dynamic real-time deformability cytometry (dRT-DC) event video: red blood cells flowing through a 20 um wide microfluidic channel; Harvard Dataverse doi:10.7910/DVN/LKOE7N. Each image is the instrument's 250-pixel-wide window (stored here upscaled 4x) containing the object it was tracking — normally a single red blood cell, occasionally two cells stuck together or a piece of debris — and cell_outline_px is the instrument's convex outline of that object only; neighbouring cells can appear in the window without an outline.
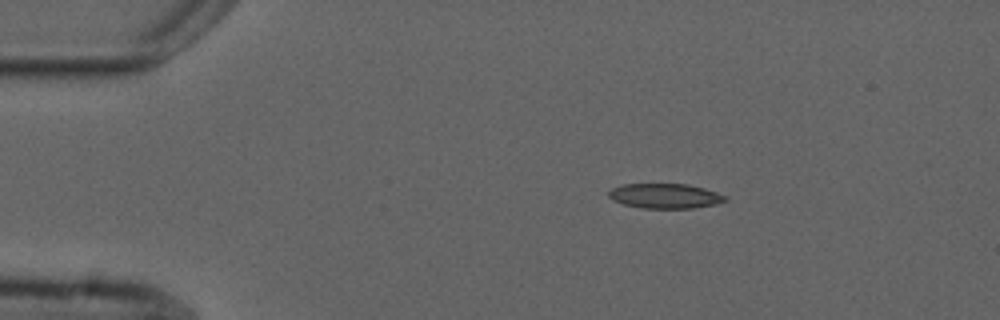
{"species": "common noctule bat (a hibernating species)", "species_latin": "Nyctalus noctula", "temperature_condition": "cold", "stored_images_in_passage": 3, "camera_frame_rate_fps": 3000, "um_per_image_px": 0.085, "animal": {"sex": "male", "forearm_length_mm": 52.5}, "frame": {"image": 1, "passage_image": 1, "time_ms": 0.0, "image_size_px": [1000, 320], "cell_outline_px": [[728, 200], [712, 204], [692, 208], [640, 208], [624, 204], [612, 200], [608, 196], [608, 192], [612, 188], [624, 184], [688, 184], [704, 188], [728, 196]], "centroid_in_image_um": [56.51, 16.65], "position_along_channel_um": 28.5, "area_um2": 16.82}}
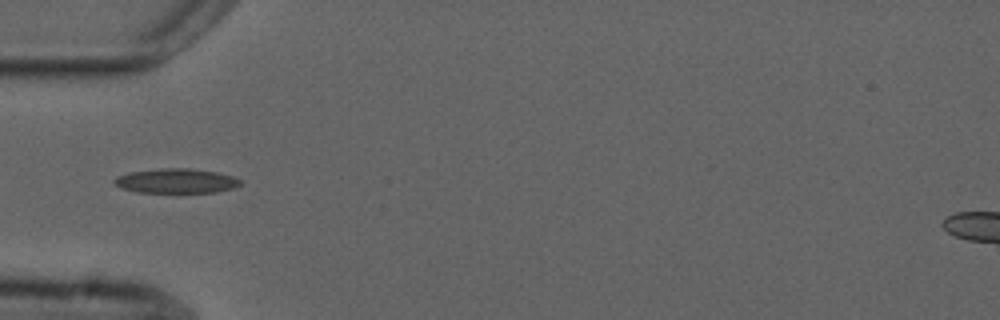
{"frame": {"image": 2, "passage_image": 3, "time_ms": 2.667, "image_size_px": [1000, 320], "cell_outline_px": [[240, 184], [232, 188], [216, 192], [136, 192], [120, 188], [112, 180], [116, 176], [128, 172], [160, 168], [188, 168], [216, 172], [232, 176], [240, 180]], "centroid_in_image_um": [14.91, 15.37], "position_along_channel_um": 70.1, "area_um2": 17.98}}